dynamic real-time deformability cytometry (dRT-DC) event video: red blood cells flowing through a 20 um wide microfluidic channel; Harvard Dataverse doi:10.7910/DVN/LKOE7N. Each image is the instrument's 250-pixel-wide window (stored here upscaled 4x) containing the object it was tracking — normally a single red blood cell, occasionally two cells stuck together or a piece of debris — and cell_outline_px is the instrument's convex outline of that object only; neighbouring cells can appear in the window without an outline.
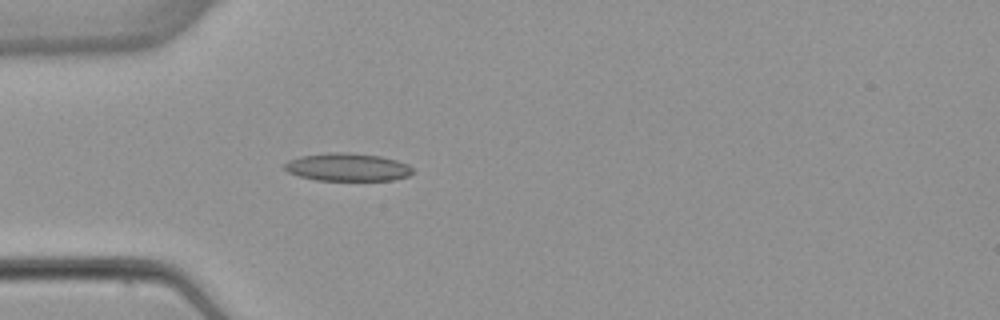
{"species": "common noctule bat (a hibernating species)", "species_latin": "Nyctalus noctula", "temperature_condition": "warm", "stored_images_in_passage": 4, "camera_frame_rate_fps": 3000, "um_per_image_px": 0.085, "animal": {"sex": "female", "body_mass_g": 22.7, "forearm_length_mm": 54.2}, "frame": {"image": 1, "passage_image": 4, "time_ms": 3.667, "image_size_px": [1000, 320], "cell_outline_px": [[412, 172], [408, 176], [392, 180], [316, 180], [300, 176], [288, 172], [284, 168], [284, 164], [288, 160], [300, 156], [332, 152], [352, 152], [380, 156], [396, 160], [408, 164], [412, 168]], "centroid_in_image_um": [29.53, 14.2], "position_along_channel_um": 55.5, "area_um2": 20.81}}